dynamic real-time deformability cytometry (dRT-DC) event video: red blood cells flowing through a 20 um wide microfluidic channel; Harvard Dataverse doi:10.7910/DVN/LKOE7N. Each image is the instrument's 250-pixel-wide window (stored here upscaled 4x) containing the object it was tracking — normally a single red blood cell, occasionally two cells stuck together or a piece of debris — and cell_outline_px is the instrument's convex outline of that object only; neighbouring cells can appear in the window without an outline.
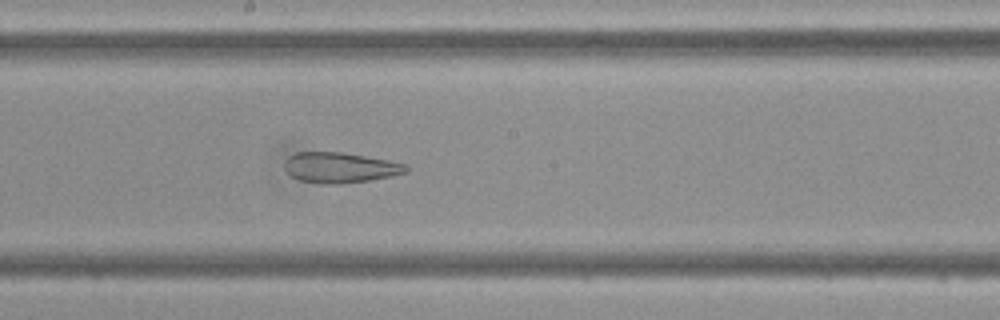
{"species": "Egyptian fruit bat (a non-hibernating species)", "species_latin": "Rousettus aegyptiacus", "temperature_condition": "cold", "stored_images_in_passage": 47, "camera_frame_rate_fps": 3000, "um_per_image_px": 0.085, "frame": {"image": 1, "passage_image": 25, "time_ms": 8.0, "image_size_px": [1000, 320], "cell_outline_px": [[408, 172], [392, 176], [368, 180], [340, 184], [324, 184], [300, 180], [292, 176], [284, 168], [284, 160], [288, 156], [296, 152], [344, 152], [388, 160], [408, 164]], "centroid_in_image_um": [28.91, 14.23], "position_along_channel_um": 219.3, "area_um2": 21.68}}
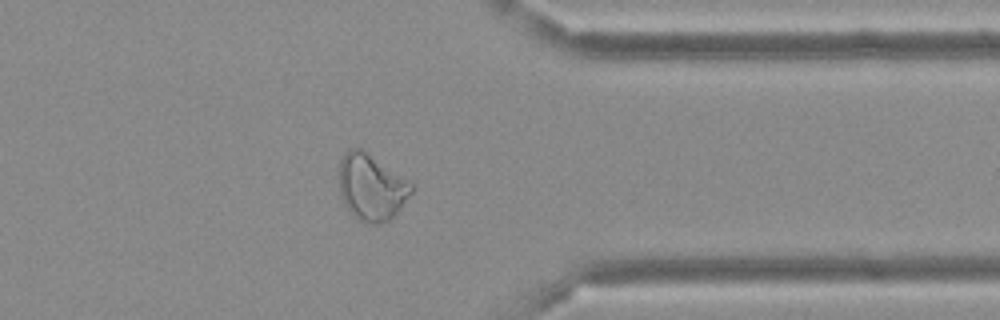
{"frame": {"image": 2, "passage_image": 37, "time_ms": 12.0, "image_size_px": [1000, 320], "cell_outline_px": [[416, 188], [400, 208], [388, 220], [376, 224], [368, 224], [356, 220], [344, 204], [340, 196], [340, 160], [344, 152], [348, 148], [360, 148], [416, 184]], "centroid_in_image_um": [31.58, 15.92], "position_along_channel_um": 379.8, "area_um2": 28.21}}
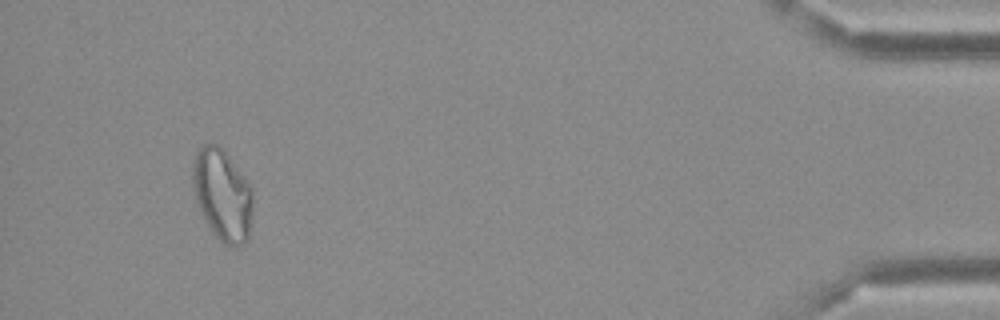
{"frame": {"image": 3, "passage_image": 44, "time_ms": 14.333, "image_size_px": [1000, 320], "cell_outline_px": [[252, 216], [248, 236], [244, 244], [236, 248], [232, 248], [224, 244], [216, 236], [200, 212], [192, 188], [192, 160], [196, 152], [204, 144], [216, 144], [228, 156], [252, 184]], "centroid_in_image_um": [18.91, 16.57], "position_along_channel_um": 416.3, "area_um2": 32.37}}